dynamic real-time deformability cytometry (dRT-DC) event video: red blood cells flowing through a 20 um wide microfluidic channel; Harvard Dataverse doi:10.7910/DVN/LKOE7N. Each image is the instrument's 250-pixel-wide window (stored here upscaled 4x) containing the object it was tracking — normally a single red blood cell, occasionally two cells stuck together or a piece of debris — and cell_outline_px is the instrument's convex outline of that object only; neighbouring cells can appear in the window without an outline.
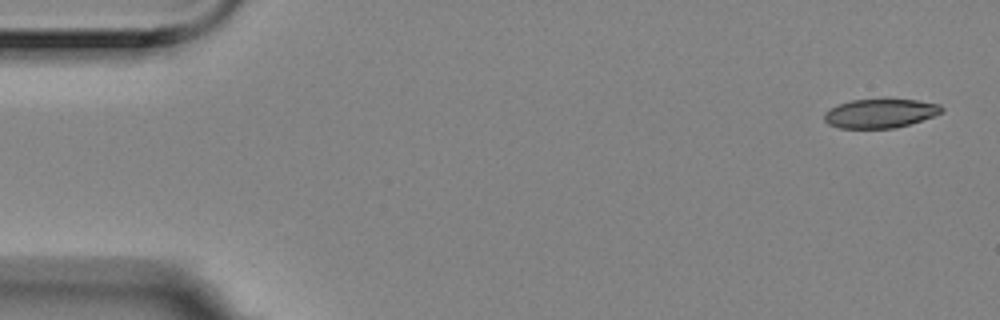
{"species": "Egyptian fruit bat (a non-hibernating species)", "species_latin": "Rousettus aegyptiacus", "temperature_condition": "room temperature", "stored_images_in_passage": 5, "camera_frame_rate_fps": 3000, "um_per_image_px": 0.085, "animal": {"sex": "female"}, "frame": {"image": 1, "passage_image": 1, "time_ms": 0.0, "image_size_px": [1000, 320], "cell_outline_px": [[944, 112], [896, 128], [840, 128], [828, 124], [824, 120], [824, 112], [828, 108], [836, 104], [852, 100], [916, 100], [940, 104], [944, 108]], "centroid_in_image_um": [74.78, 9.64], "position_along_channel_um": 10.2, "area_um2": 19.77}}